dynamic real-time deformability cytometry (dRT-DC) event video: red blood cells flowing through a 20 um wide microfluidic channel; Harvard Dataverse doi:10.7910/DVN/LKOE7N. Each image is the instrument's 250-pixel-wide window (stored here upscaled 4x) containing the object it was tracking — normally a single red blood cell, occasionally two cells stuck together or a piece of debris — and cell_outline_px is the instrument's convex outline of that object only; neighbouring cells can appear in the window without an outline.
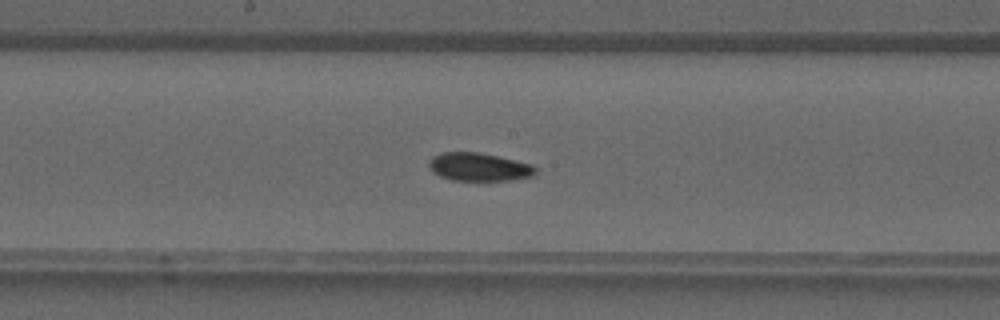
{"species": "common noctule bat (a hibernating species)", "species_latin": "Nyctalus noctula", "temperature_condition": "warm", "stored_images_in_passage": 28, "camera_frame_rate_fps": 3000, "um_per_image_px": 0.085, "animal": {"sex": "male", "forearm_length_mm": 52.5}, "frame": {"image": 1, "passage_image": 9, "time_ms": 2.667, "image_size_px": [1000, 320], "cell_outline_px": [[536, 176], [512, 180], [452, 180], [440, 176], [432, 172], [428, 168], [428, 160], [432, 156], [440, 152], [480, 152], [516, 160], [532, 164], [536, 168]], "centroid_in_image_um": [40.7, 14.18], "position_along_channel_um": 207.5, "area_um2": 17.8}}
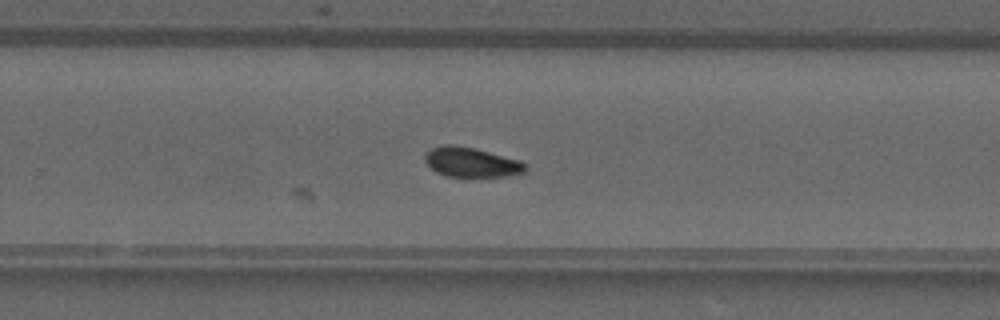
{"frame": {"image": 2, "passage_image": 14, "time_ms": 4.333, "image_size_px": [1000, 320], "cell_outline_px": [[528, 168], [524, 172], [508, 176], [448, 176], [436, 172], [424, 160], [424, 156], [432, 148], [444, 144], [452, 144], [472, 148], [520, 160], [528, 164]], "centroid_in_image_um": [40.09, 13.79], "position_along_channel_um": 289.7, "area_um2": 17.17}}
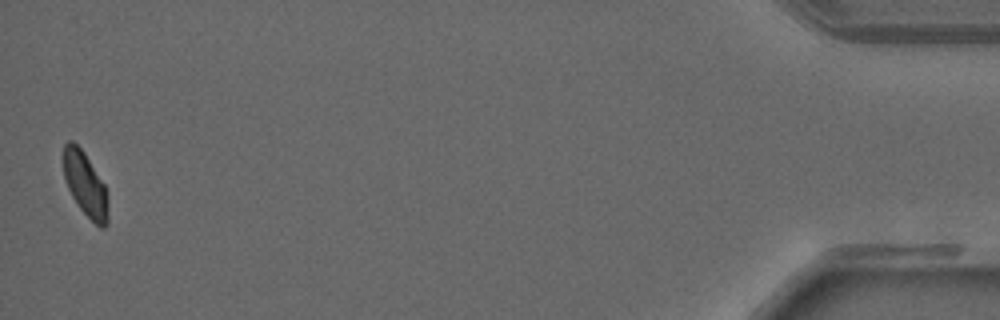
{"frame": {"image": 3, "passage_image": 28, "time_ms": 9.0, "image_size_px": [1000, 320], "cell_outline_px": [[108, 224], [104, 228], [100, 228], [80, 208], [72, 196], [68, 188], [64, 176], [64, 144], [68, 140], [72, 140], [84, 152], [104, 184], [108, 196]], "centroid_in_image_um": [7.27, 15.68], "position_along_channel_um": 427.9, "area_um2": 16.53}}